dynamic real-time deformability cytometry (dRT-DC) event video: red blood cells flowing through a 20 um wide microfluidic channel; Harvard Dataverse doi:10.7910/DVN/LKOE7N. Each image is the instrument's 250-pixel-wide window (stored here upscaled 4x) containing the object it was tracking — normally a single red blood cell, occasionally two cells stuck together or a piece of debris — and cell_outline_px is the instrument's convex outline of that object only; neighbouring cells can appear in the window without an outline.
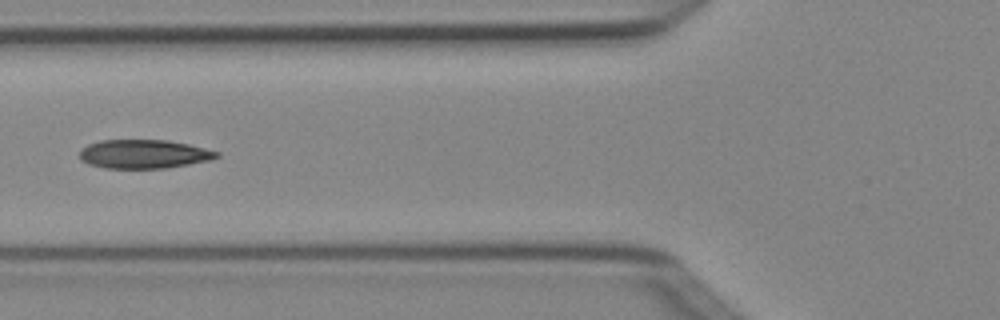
{"species": "Egyptian fruit bat (a non-hibernating species)", "species_latin": "Rousettus aegyptiacus", "temperature_condition": "cold", "stored_images_in_passage": 6, "camera_frame_rate_fps": 3000, "um_per_image_px": 0.085, "animal": {"sex": "female"}, "frame": {"image": 1, "passage_image": 5, "time_ms": 1.333, "image_size_px": [1000, 320], "cell_outline_px": [[220, 156], [212, 160], [168, 168], [104, 168], [88, 164], [80, 160], [80, 148], [88, 144], [100, 140], [168, 140], [188, 144], [220, 152]], "centroid_in_image_um": [12.23, 13.09], "position_along_channel_um": 113.6, "area_um2": 23.24}}
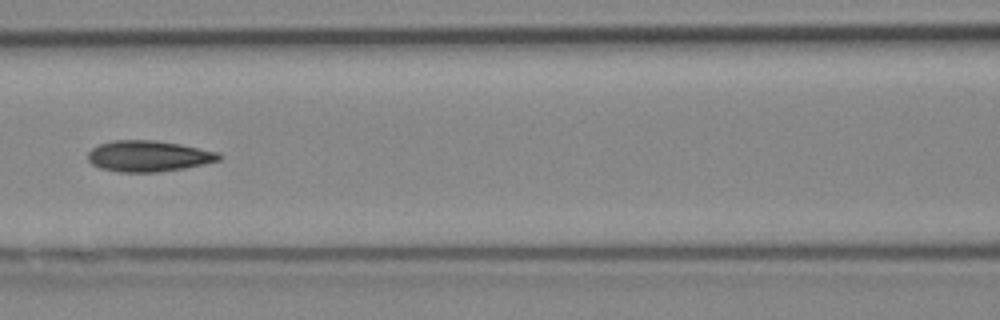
{"frame": {"image": 2, "passage_image": 6, "time_ms": 1.667, "image_size_px": [1000, 320], "cell_outline_px": [[224, 156], [220, 160], [204, 164], [184, 168], [156, 172], [120, 172], [100, 168], [92, 164], [88, 160], [88, 152], [92, 148], [100, 144], [112, 140], [152, 140], [180, 144], [220, 152]], "centroid_in_image_um": [12.64, 13.27], "position_along_channel_um": 154.0, "area_um2": 23.76}}